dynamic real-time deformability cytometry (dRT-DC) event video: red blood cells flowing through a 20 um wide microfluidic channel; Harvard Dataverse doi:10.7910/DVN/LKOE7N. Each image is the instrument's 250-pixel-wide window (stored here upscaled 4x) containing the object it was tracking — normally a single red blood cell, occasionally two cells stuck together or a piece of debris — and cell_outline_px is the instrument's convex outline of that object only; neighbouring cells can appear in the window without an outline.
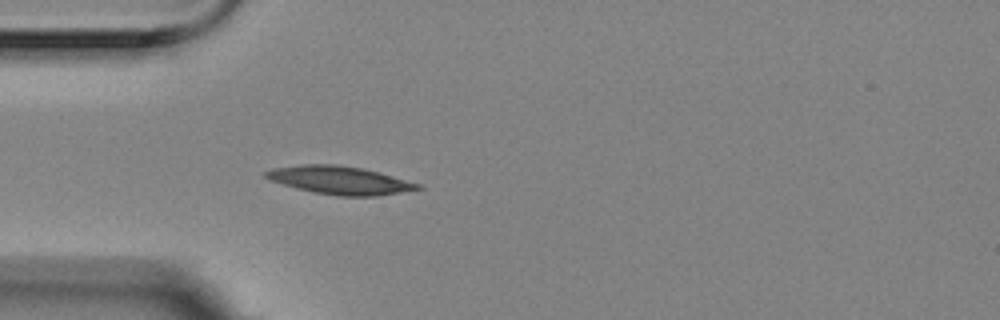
{"species": "Egyptian fruit bat (a non-hibernating species)", "species_latin": "Rousettus aegyptiacus", "temperature_condition": "room temperature", "stored_images_in_passage": 3, "camera_frame_rate_fps": 3000, "um_per_image_px": 0.085, "animal": {"sex": "female"}, "frame": {"image": 1, "passage_image": 3, "time_ms": 0.667, "image_size_px": [1000, 320], "cell_outline_px": [[424, 188], [376, 196], [336, 196], [296, 188], [268, 180], [264, 176], [264, 172], [272, 168], [300, 164], [336, 164], [364, 168], [380, 172], [424, 184]], "centroid_in_image_um": [28.91, 15.31], "position_along_channel_um": 56.1, "area_um2": 25.2}}